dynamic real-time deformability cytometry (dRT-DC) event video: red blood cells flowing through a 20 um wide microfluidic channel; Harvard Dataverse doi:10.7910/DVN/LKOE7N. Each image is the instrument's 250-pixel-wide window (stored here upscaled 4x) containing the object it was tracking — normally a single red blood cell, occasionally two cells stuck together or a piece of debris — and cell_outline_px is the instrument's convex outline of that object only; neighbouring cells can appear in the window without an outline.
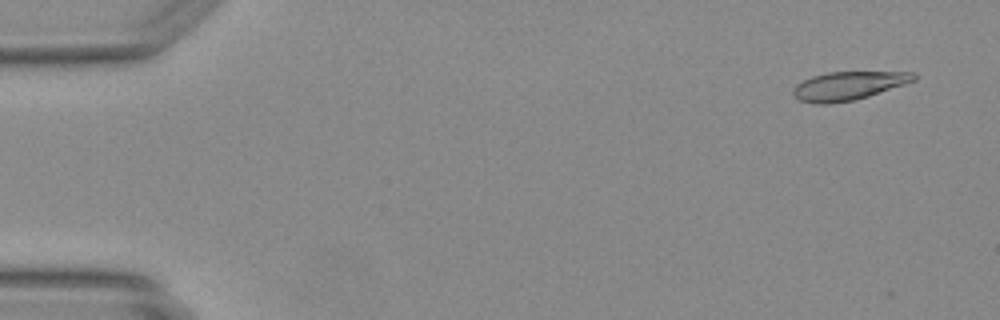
{"species": "Egyptian fruit bat (a non-hibernating species)", "species_latin": "Rousettus aegyptiacus", "temperature_condition": "warm", "stored_images_in_passage": 48, "camera_frame_rate_fps": 3000, "um_per_image_px": 0.085, "animal": {"sex": "female"}, "frame": {"image": 1, "passage_image": 3, "time_ms": 0.667, "image_size_px": [1000, 320], "cell_outline_px": [[916, 80], [868, 96], [852, 100], [828, 104], [816, 104], [800, 100], [792, 92], [792, 88], [796, 84], [812, 76], [828, 72], [916, 72]], "centroid_in_image_um": [72.09, 7.28], "position_along_channel_um": 12.9, "area_um2": 19.83}}
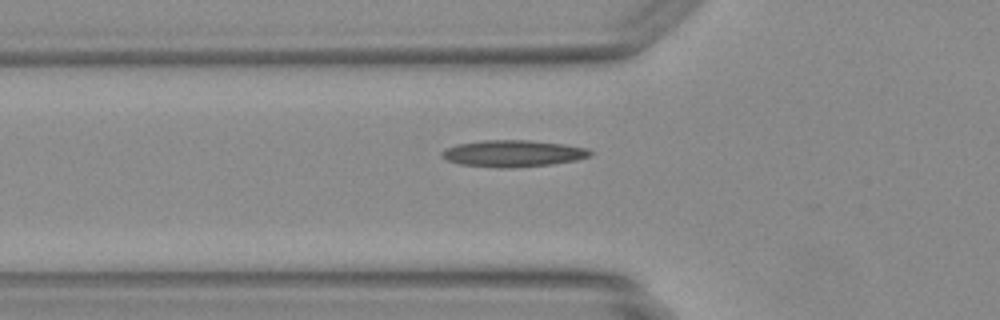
{"frame": {"image": 2, "passage_image": 17, "time_ms": 5.333, "image_size_px": [1000, 320], "cell_outline_px": [[596, 152], [592, 156], [576, 160], [552, 164], [512, 168], [500, 168], [460, 164], [448, 160], [440, 156], [440, 152], [456, 144], [484, 140], [528, 140], [564, 144], [588, 148]], "centroid_in_image_um": [43.66, 13.04], "position_along_channel_um": 82.1, "area_um2": 23.24}}
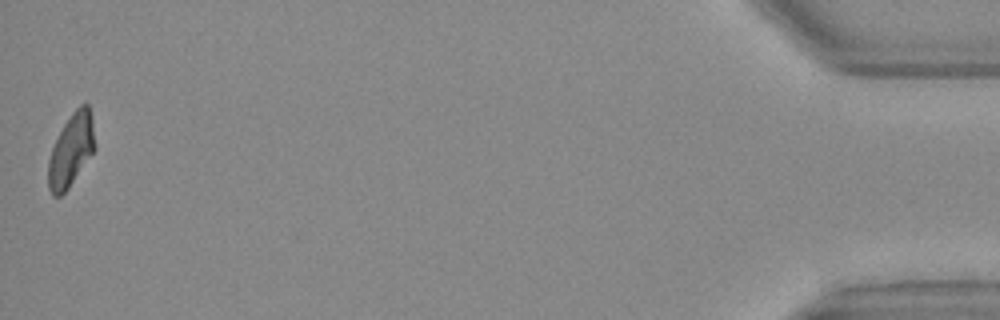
{"frame": {"image": 3, "passage_image": 48, "time_ms": 15.667, "image_size_px": [1000, 320], "cell_outline_px": [[96, 148], [68, 188], [60, 196], [52, 196], [48, 188], [48, 160], [52, 148], [64, 124], [72, 112], [80, 104], [88, 104], [92, 116]], "centroid_in_image_um": [6.05, 12.76], "position_along_channel_um": 429.2, "area_um2": 19.65}}